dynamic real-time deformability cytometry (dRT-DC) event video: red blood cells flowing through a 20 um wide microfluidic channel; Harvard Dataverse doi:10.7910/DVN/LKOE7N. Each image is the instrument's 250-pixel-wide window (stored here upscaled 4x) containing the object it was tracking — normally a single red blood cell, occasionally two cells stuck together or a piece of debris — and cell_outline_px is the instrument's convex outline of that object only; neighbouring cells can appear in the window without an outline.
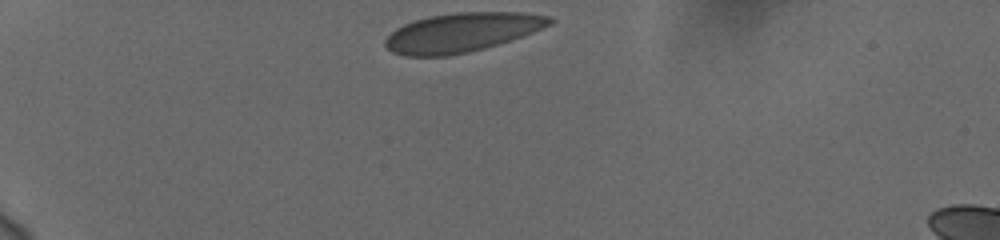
{"species": "human", "species_latin": "Homo sapiens", "temperature_condition": "cold", "stored_images_in_passage": 35, "camera_frame_rate_fps": 3000, "um_per_image_px": 0.085, "donor": {"sex": "female"}, "frame": {"image": 1, "passage_image": 1, "time_ms": 0.0, "image_size_px": [1000, 240], "cell_outline_px": [[556, 20], [552, 24], [532, 32], [484, 48], [468, 52], [448, 56], [404, 56], [392, 52], [384, 44], [384, 40], [396, 28], [404, 24], [428, 16], [456, 12], [524, 12], [552, 16]], "centroid_in_image_um": [39.26, 2.74], "position_along_channel_um": 45.7, "area_um2": 37.4}}
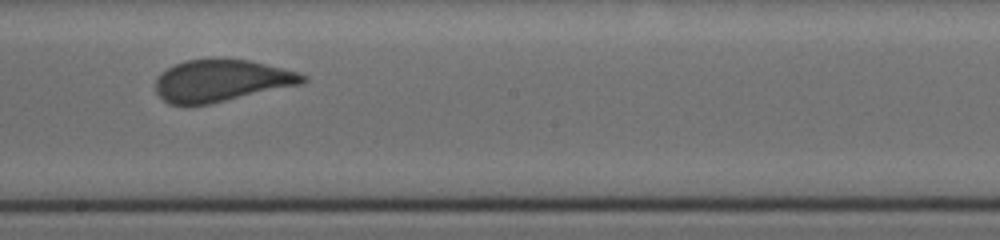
{"frame": {"image": 2, "passage_image": 20, "time_ms": 6.333, "image_size_px": [1000, 240], "cell_outline_px": [[308, 80], [304, 84], [208, 104], [168, 104], [156, 92], [156, 76], [160, 72], [176, 64], [188, 60], [248, 60], [296, 72], [308, 76]], "centroid_in_image_um": [18.83, 6.87], "position_along_channel_um": 229.4, "area_um2": 35.43}}
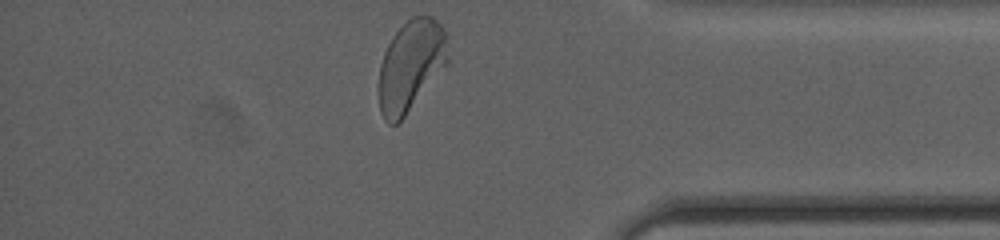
{"frame": {"image": 3, "passage_image": 35, "time_ms": 11.333, "image_size_px": [1000, 240], "cell_outline_px": [[448, 64], [404, 116], [396, 124], [388, 124], [384, 120], [380, 112], [380, 64], [384, 52], [392, 36], [412, 16], [432, 16], [448, 32]], "centroid_in_image_um": [34.96, 5.55], "position_along_channel_um": 400.2, "area_um2": 36.53}, "authors_computed_cell_mechanics": {"area_um2": 36.8764, "velocity_mm_per_s": 3.7101, "shape_relaxation_time_tau1_ms": 10.2877, "shape_relaxation_time_tau2_ms": null, "deformation_change_tau1": 0.2025, "deformation_change_tau2": null}}